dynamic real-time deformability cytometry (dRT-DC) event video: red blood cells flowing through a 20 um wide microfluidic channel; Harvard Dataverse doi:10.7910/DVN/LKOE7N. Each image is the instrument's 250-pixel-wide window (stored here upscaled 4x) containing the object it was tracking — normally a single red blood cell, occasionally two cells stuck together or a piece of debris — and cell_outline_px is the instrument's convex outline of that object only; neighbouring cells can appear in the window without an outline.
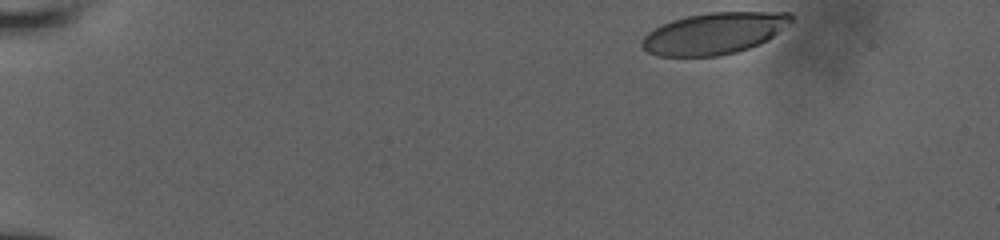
{"species": "human", "species_latin": "Homo sapiens", "temperature_condition": "room temperature", "stored_images_in_passage": 57, "camera_frame_rate_fps": 3000, "um_per_image_px": 0.085, "donor": {"sex": "male"}, "frame": {"image": 1, "passage_image": 1, "time_ms": 0.0, "image_size_px": [1000, 240], "cell_outline_px": [[796, 16], [788, 24], [768, 40], [760, 44], [736, 52], [716, 56], [656, 56], [648, 52], [640, 44], [640, 40], [648, 32], [672, 20], [688, 16], [708, 12], [792, 12]], "centroid_in_image_um": [60.72, 2.83], "position_along_channel_um": 24.3, "area_um2": 36.13}}
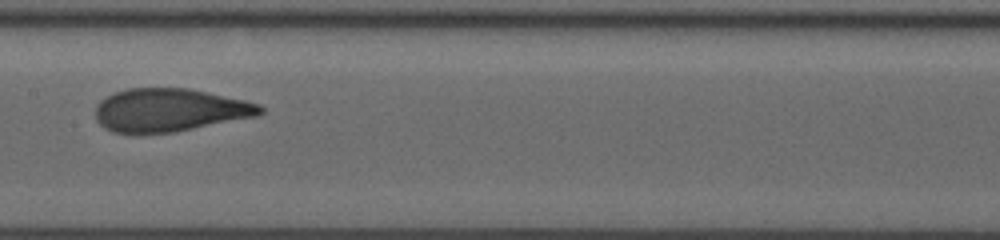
{"frame": {"image": 2, "passage_image": 36, "time_ms": 7.333, "image_size_px": [1000, 240], "cell_outline_px": [[264, 112], [256, 116], [176, 132], [132, 136], [112, 132], [104, 128], [96, 120], [96, 104], [100, 100], [116, 92], [128, 88], [188, 88], [244, 100], [260, 104], [264, 108]], "centroid_in_image_um": [14.37, 9.39], "position_along_channel_um": 193.0, "area_um2": 42.02}}
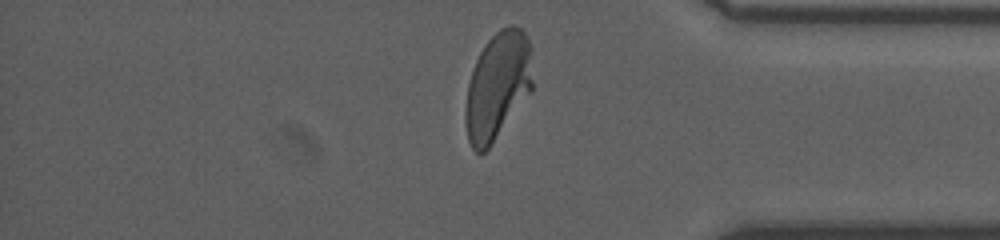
{"frame": {"image": 3, "passage_image": 56, "time_ms": 12.667, "image_size_px": [1000, 240], "cell_outline_px": [[532, 92], [488, 148], [484, 152], [476, 152], [472, 148], [468, 140], [464, 120], [464, 112], [468, 84], [472, 68], [484, 44], [500, 28], [512, 24], [520, 28], [524, 32], [532, 48]], "centroid_in_image_um": [42.3, 7.29], "position_along_channel_um": 392.9, "area_um2": 42.54}}